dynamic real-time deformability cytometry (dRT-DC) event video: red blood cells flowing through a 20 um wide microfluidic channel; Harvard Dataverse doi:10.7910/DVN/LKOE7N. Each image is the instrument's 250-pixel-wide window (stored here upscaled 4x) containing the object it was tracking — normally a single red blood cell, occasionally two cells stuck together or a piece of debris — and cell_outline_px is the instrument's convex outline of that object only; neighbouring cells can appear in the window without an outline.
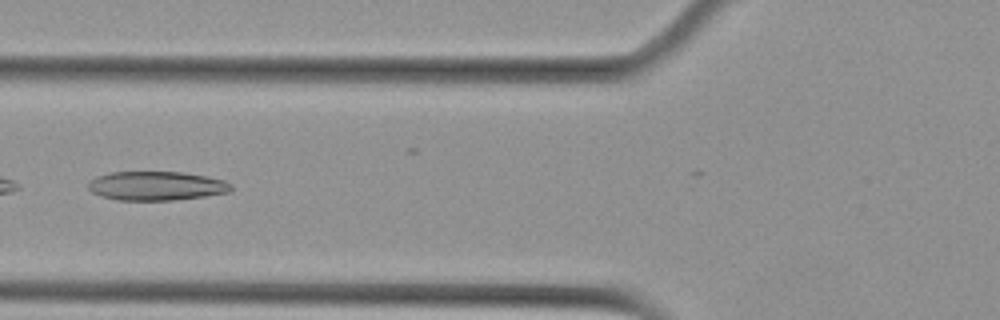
{"species": "Egyptian fruit bat (a non-hibernating species)", "species_latin": "Rousettus aegyptiacus", "temperature_condition": "cold", "stored_images_in_passage": 6, "camera_frame_rate_fps": 3000, "um_per_image_px": 0.085, "animal": {"sex": "female"}, "frame": {"image": 1, "passage_image": 4, "time_ms": 1.0, "image_size_px": [1000, 320], "cell_outline_px": [[232, 192], [204, 196], [172, 200], [116, 200], [100, 196], [92, 192], [88, 188], [88, 180], [96, 176], [112, 172], [184, 172], [208, 176], [224, 180], [232, 184]], "centroid_in_image_um": [13.29, 15.79], "position_along_channel_um": 112.5, "area_um2": 24.39}}